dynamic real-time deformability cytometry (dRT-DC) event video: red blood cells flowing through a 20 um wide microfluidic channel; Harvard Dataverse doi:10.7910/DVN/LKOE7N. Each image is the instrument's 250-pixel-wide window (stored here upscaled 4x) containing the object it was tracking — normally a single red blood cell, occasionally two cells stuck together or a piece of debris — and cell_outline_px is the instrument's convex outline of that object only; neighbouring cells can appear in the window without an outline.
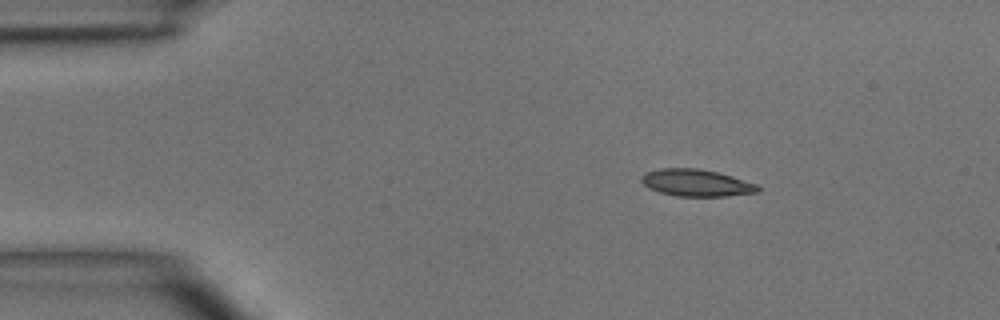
{"species": "common noctule bat (a hibernating species)", "species_latin": "Nyctalus noctula", "temperature_condition": "room temperature", "stored_images_in_passage": 5, "camera_frame_rate_fps": 3000, "um_per_image_px": 0.085, "animal": {"sex": "male", "body_mass_g": 15.6}, "frame": {"image": 1, "passage_image": 1, "time_ms": 0.0, "image_size_px": [1000, 320], "cell_outline_px": [[760, 192], [728, 196], [676, 196], [660, 192], [648, 188], [640, 180], [640, 176], [644, 172], [660, 168], [700, 168], [732, 176], [756, 184], [760, 188]], "centroid_in_image_um": [59.16, 15.54], "position_along_channel_um": 25.8, "area_um2": 18.44}}
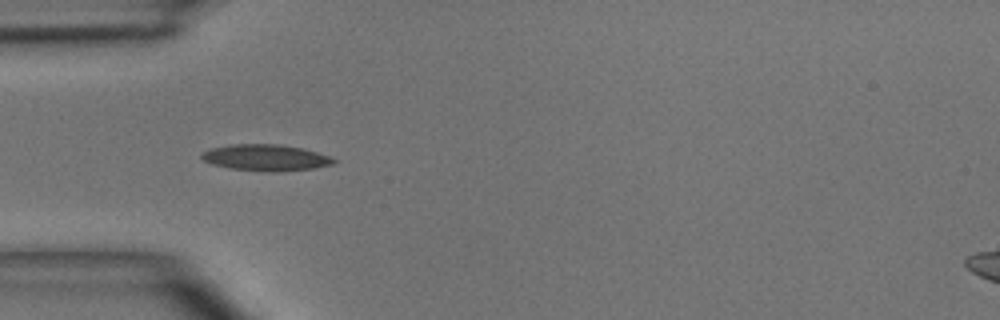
{"frame": {"image": 2, "passage_image": 3, "time_ms": 2.333, "image_size_px": [1000, 320], "cell_outline_px": [[336, 160], [332, 164], [312, 168], [276, 172], [272, 172], [228, 168], [212, 164], [204, 160], [200, 156], [204, 152], [212, 148], [232, 144], [276, 144], [304, 148], [328, 156]], "centroid_in_image_um": [22.57, 13.4], "position_along_channel_um": 62.4, "area_um2": 20.0}}
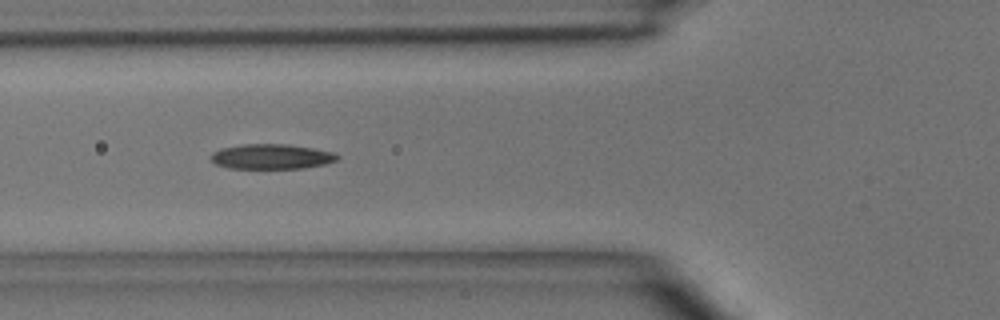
{"frame": {"image": 3, "passage_image": 4, "time_ms": 3.333, "image_size_px": [1000, 320], "cell_outline_px": [[340, 156], [336, 160], [324, 164], [304, 168], [228, 168], [216, 164], [212, 160], [212, 152], [220, 148], [240, 144], [288, 144], [312, 148], [332, 152]], "centroid_in_image_um": [23.05, 13.3], "position_along_channel_um": 102.7, "area_um2": 18.32}}